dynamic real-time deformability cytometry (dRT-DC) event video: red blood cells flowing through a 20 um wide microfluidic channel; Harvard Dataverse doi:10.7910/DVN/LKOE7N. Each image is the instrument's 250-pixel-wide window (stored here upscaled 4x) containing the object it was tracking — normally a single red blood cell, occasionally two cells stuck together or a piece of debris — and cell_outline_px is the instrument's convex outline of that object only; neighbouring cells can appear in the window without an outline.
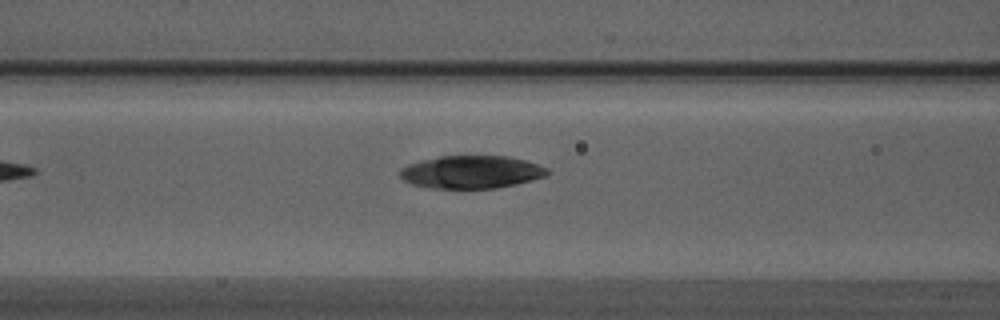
{"species": "Egyptian fruit bat (a non-hibernating species)", "species_latin": "Rousettus aegyptiacus", "temperature_condition": "warm", "stored_images_in_passage": 4, "camera_frame_rate_fps": 3000, "um_per_image_px": 0.085, "animal": {"sex": "male"}, "frame": {"image": 1, "passage_image": 4, "time_ms": 1.0, "image_size_px": [1000, 320], "cell_outline_px": [[548, 176], [516, 184], [496, 188], [428, 188], [412, 184], [404, 180], [400, 176], [400, 168], [408, 164], [440, 156], [508, 156], [524, 160], [548, 168]], "centroid_in_image_um": [40.07, 14.62], "position_along_channel_um": 126.5, "area_um2": 28.09}}